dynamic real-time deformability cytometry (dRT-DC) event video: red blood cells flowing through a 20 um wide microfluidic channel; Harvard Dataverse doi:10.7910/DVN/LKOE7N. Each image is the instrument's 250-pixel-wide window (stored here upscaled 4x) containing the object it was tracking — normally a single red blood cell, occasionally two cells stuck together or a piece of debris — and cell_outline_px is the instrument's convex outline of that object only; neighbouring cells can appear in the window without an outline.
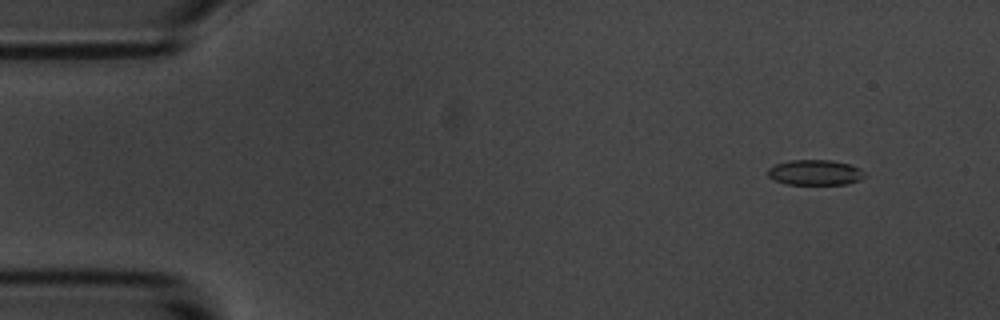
{"species": "common noctule bat (a hibernating species)", "species_latin": "Nyctalus noctula", "temperature_condition": "room temperature", "stored_images_in_passage": 5, "camera_frame_rate_fps": 3000, "um_per_image_px": 0.085, "animal": {"sex": "male", "body_mass_g": 20.1, "forearm_length_mm": 53.5}, "frame": {"image": 1, "passage_image": 2, "time_ms": 1.333, "image_size_px": [1000, 320], "cell_outline_px": [[864, 176], [860, 180], [848, 184], [788, 184], [776, 180], [768, 176], [768, 168], [776, 164], [788, 160], [832, 160], [848, 164], [860, 168], [864, 172]], "centroid_in_image_um": [69.29, 14.65], "position_along_channel_um": 15.7, "area_um2": 14.22}}
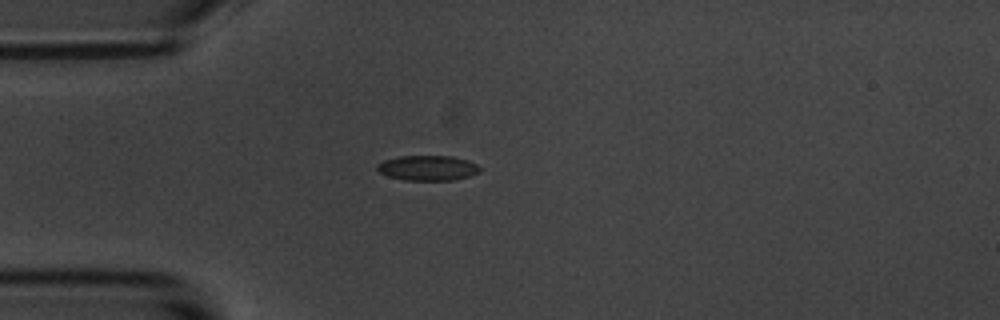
{"frame": {"image": 2, "passage_image": 5, "time_ms": 4.667, "image_size_px": [1000, 320], "cell_outline_px": [[480, 172], [468, 176], [452, 180], [404, 180], [388, 176], [380, 172], [376, 168], [376, 164], [384, 160], [400, 156], [452, 156], [468, 160], [476, 164], [480, 168]], "centroid_in_image_um": [36.34, 14.27], "position_along_channel_um": 48.7, "area_um2": 14.97}}